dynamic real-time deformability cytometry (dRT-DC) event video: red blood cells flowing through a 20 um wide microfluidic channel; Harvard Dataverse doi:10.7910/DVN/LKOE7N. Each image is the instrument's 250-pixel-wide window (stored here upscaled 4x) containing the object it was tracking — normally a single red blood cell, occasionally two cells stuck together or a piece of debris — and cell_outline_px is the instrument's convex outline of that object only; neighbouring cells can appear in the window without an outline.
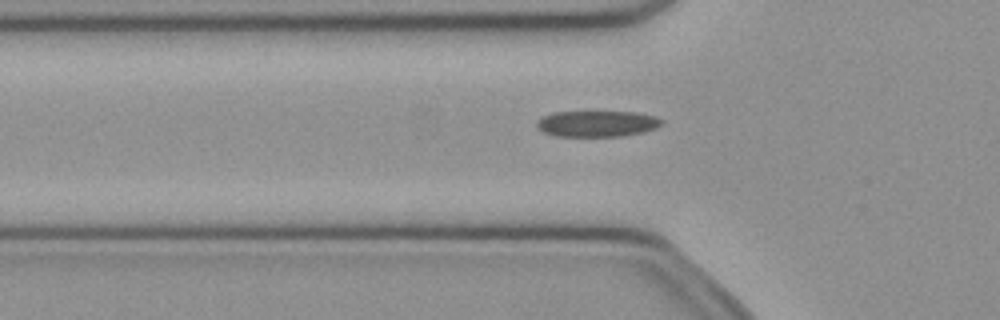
{"species": "common noctule bat (a hibernating species)", "species_latin": "Nyctalus noctula", "temperature_condition": "cold", "stored_images_in_passage": 50, "camera_frame_rate_fps": 3000, "um_per_image_px": 0.085, "animal": {"sex": "female", "body_mass_g": 21.9}, "frame": {"image": 1, "passage_image": 16, "time_ms": 5.0, "image_size_px": [1000, 320], "cell_outline_px": [[664, 124], [656, 128], [644, 132], [624, 136], [556, 136], [544, 132], [536, 128], [536, 120], [552, 112], [636, 112], [656, 116], [664, 120]], "centroid_in_image_um": [50.78, 10.51], "position_along_channel_um": 75.0, "area_um2": 19.19}}
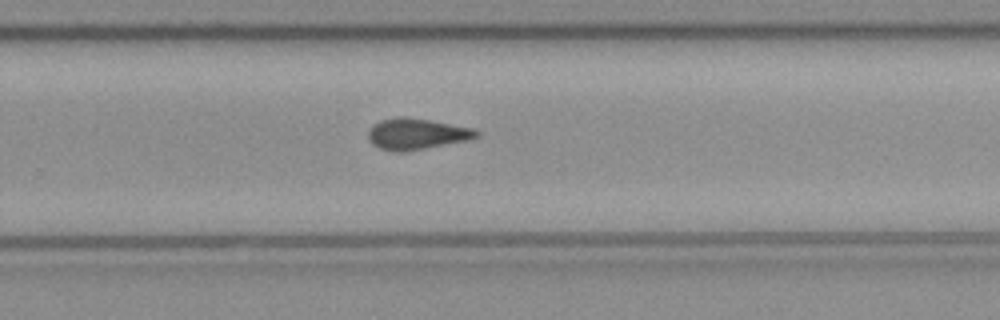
{"frame": {"image": 2, "passage_image": 32, "time_ms": 10.333, "image_size_px": [1000, 320], "cell_outline_px": [[480, 136], [464, 140], [424, 148], [400, 152], [396, 152], [380, 148], [372, 144], [368, 140], [368, 128], [372, 124], [380, 120], [400, 116], [428, 120], [472, 128], [480, 132]], "centroid_in_image_um": [35.33, 11.37], "position_along_channel_um": 294.5, "area_um2": 19.31}}
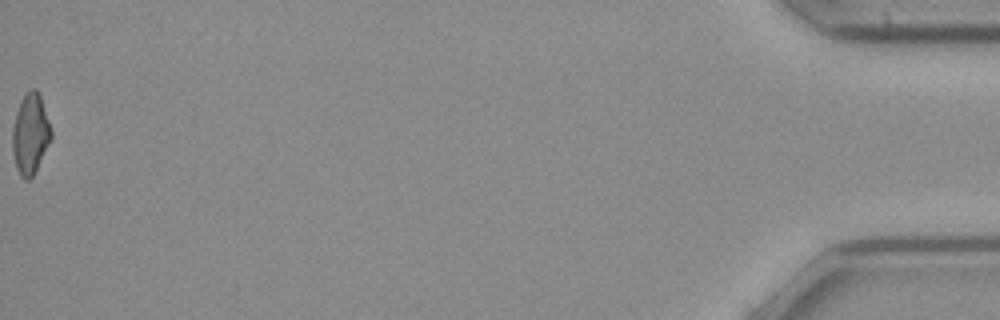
{"frame": {"image": 3, "passage_image": 50, "time_ms": 16.333, "image_size_px": [1000, 320], "cell_outline_px": [[52, 140], [32, 176], [28, 180], [24, 180], [20, 176], [16, 168], [12, 152], [12, 128], [16, 112], [20, 100], [32, 88], [36, 88], [40, 96], [52, 132]], "centroid_in_image_um": [2.57, 11.41], "position_along_channel_um": 432.6, "area_um2": 18.15}, "authors_computed_cell_mechanics": {"area_um2": 19.3052, "velocity_mm_per_s": 4.0921, "shape_relaxation_time_tau1_ms": null, "shape_relaxation_time_tau2_ms": 6.2502, "deformation_change_tau1": null, "deformation_change_tau2": 0.1577}}